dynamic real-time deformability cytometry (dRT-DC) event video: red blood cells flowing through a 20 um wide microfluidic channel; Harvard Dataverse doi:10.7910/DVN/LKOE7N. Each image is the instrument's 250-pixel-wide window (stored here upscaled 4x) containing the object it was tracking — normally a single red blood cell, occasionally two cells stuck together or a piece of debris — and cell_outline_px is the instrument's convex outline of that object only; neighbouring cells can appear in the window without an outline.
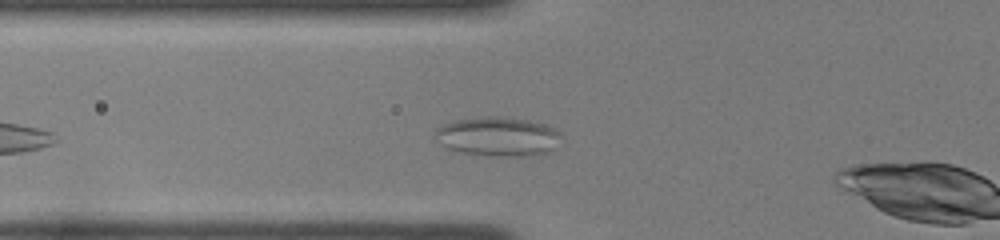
{"species": "common noctule bat (a hibernating species)", "species_latin": "Nyctalus noctula", "temperature_condition": "room temperature", "stored_images_in_passage": 34, "camera_frame_rate_fps": 3000, "um_per_image_px": 0.085, "animal": {"sex": "female", "body_mass_g": 22.0, "forearm_length_mm": 56.7}, "frame": {"image": 1, "passage_image": 8, "time_ms": 2.333, "image_size_px": [1000, 240], "cell_outline_px": [[560, 136], [552, 152], [532, 156], [488, 156], [456, 152], [448, 148], [436, 140], [432, 136], [436, 128], [444, 124], [456, 120], [484, 116], [500, 116], [528, 120], [544, 124], [560, 132]], "centroid_in_image_um": [42.29, 11.62], "position_along_channel_um": 83.5, "area_um2": 29.19}}
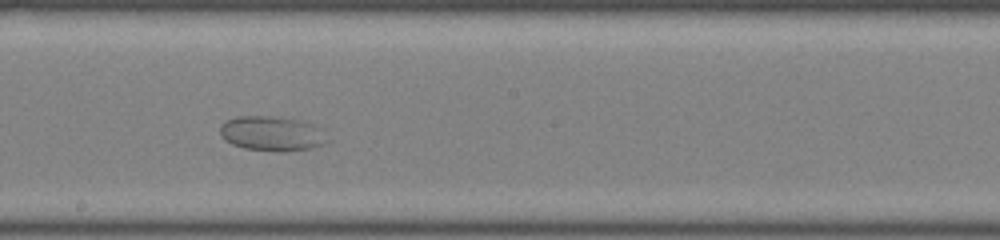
{"frame": {"image": 2, "passage_image": 19, "time_ms": 6.0, "image_size_px": [1000, 240], "cell_outline_px": [[328, 140], [312, 148], [280, 152], [244, 148], [232, 144], [224, 140], [220, 132], [220, 128], [228, 120], [236, 116], [276, 116], [296, 120], [320, 128]], "centroid_in_image_um": [23.07, 11.36], "position_along_channel_um": 225.1, "area_um2": 21.33}}
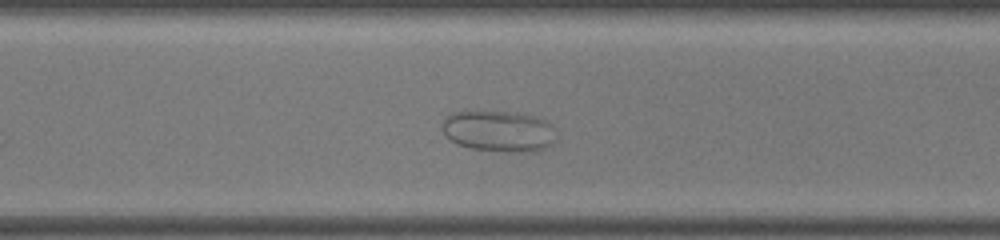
{"frame": {"image": 3, "passage_image": 27, "time_ms": 8.667, "image_size_px": [1000, 240], "cell_outline_px": [[556, 140], [552, 144], [544, 148], [524, 152], [516, 152], [472, 148], [456, 144], [444, 132], [444, 120], [452, 112], [516, 112], [532, 116], [544, 120], [552, 124]], "centroid_in_image_um": [42.43, 11.15], "position_along_channel_um": 328.2, "area_um2": 26.76}}